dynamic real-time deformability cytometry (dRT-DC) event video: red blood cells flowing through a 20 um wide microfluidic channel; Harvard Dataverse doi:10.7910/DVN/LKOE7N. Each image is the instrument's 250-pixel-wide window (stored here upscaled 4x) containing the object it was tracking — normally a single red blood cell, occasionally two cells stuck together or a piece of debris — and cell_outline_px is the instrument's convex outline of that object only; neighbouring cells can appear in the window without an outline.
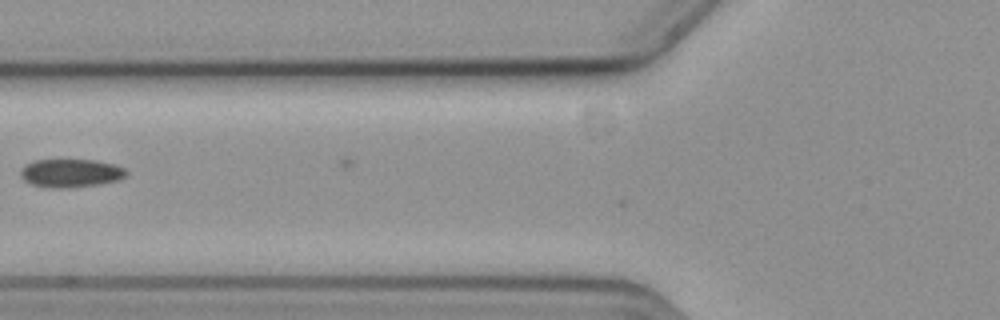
{"species": "common noctule bat (a hibernating species)", "species_latin": "Nyctalus noctula", "temperature_condition": "cold", "stored_images_in_passage": 5, "camera_frame_rate_fps": 3000, "um_per_image_px": 0.085, "animal": {"sex": "female", "body_mass_g": 19.3, "forearm_length_mm": 54.1}, "frame": {"image": 1, "passage_image": 4, "time_ms": 1.0, "image_size_px": [1000, 320], "cell_outline_px": [[128, 172], [120, 180], [100, 184], [60, 188], [52, 188], [32, 184], [24, 180], [20, 176], [20, 168], [24, 164], [36, 160], [96, 160], [116, 164], [124, 168]], "centroid_in_image_um": [6.01, 14.7], "position_along_channel_um": 119.8, "area_um2": 17.51}}